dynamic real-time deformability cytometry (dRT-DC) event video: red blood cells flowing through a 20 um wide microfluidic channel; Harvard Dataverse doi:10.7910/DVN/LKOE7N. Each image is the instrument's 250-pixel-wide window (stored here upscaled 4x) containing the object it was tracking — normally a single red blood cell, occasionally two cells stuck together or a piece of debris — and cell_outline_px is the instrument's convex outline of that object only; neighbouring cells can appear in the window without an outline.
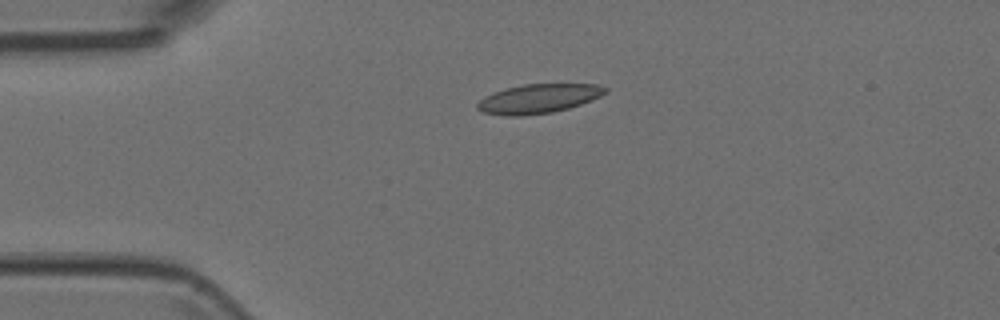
{"species": "Egyptian fruit bat (a non-hibernating species)", "species_latin": "Rousettus aegyptiacus", "temperature_condition": "room temperature", "stored_images_in_passage": 5, "camera_frame_rate_fps": 3000, "um_per_image_px": 0.085, "animal": {"sex": "female"}, "frame": {"image": 1, "passage_image": 1, "time_ms": 0.0, "image_size_px": [1000, 320], "cell_outline_px": [[608, 92], [592, 100], [568, 108], [552, 112], [520, 116], [504, 116], [480, 112], [476, 108], [476, 104], [484, 96], [508, 88], [524, 84], [596, 84], [608, 88]], "centroid_in_image_um": [45.76, 8.39], "position_along_channel_um": 39.2, "area_um2": 21.73}}
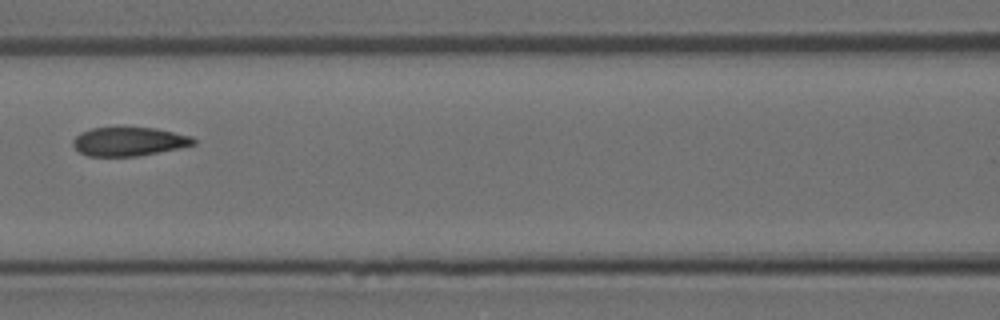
{"frame": {"image": 2, "passage_image": 4, "time_ms": 1.0, "image_size_px": [1000, 320], "cell_outline_px": [[196, 144], [136, 156], [88, 156], [80, 152], [72, 144], [72, 140], [80, 132], [92, 128], [124, 124], [156, 128], [192, 136], [196, 140]], "centroid_in_image_um": [10.92, 11.97], "position_along_channel_um": 155.7, "area_um2": 20.87}}
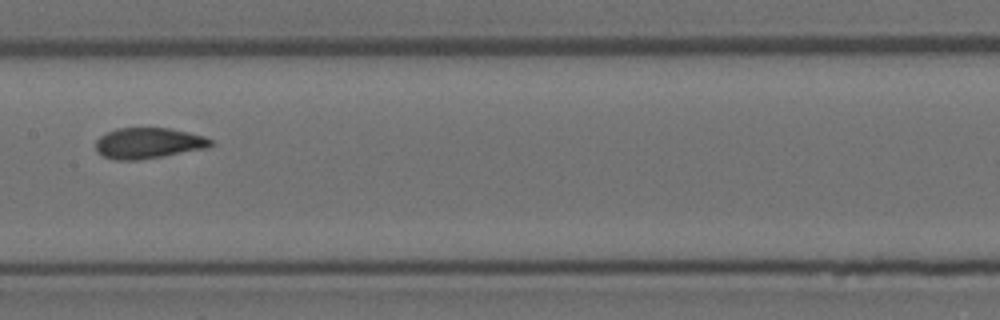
{"frame": {"image": 3, "passage_image": 5, "time_ms": 1.333, "image_size_px": [1000, 320], "cell_outline_px": [[212, 144], [208, 148], [140, 160], [116, 160], [104, 156], [96, 152], [96, 140], [104, 132], [116, 128], [168, 128], [188, 132], [204, 136], [212, 140]], "centroid_in_image_um": [12.58, 12.16], "position_along_channel_um": 194.8, "area_um2": 20.75}}